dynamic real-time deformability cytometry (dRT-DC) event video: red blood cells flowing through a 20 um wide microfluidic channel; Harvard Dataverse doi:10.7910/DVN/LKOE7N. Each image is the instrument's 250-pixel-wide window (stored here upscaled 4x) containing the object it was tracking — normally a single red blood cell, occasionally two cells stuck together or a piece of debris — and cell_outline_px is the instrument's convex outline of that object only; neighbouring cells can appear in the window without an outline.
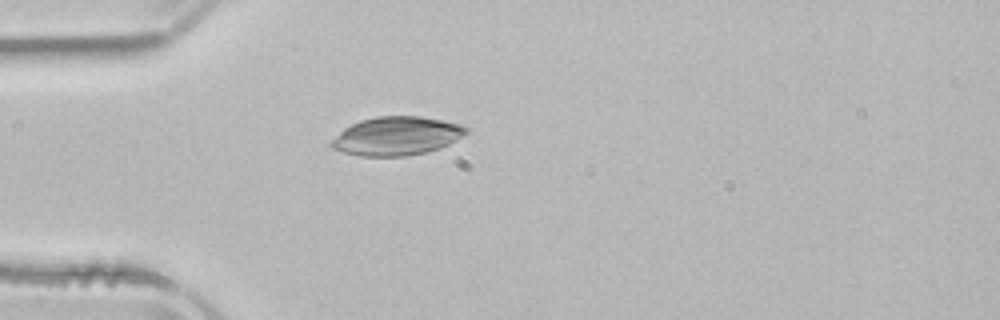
{"species": "common noctule bat (a hibernating species)", "species_latin": "Nyctalus noctula", "temperature_condition": "room temperature", "stored_images_in_passage": 5, "camera_frame_rate_fps": 3000, "um_per_image_px": 0.085, "animal": {"sex": "male", "body_mass_g": 21.5, "forearm_length_mm": 52.0}, "frame": {"image": 1, "passage_image": 5, "time_ms": 6.667, "image_size_px": [1000, 320], "cell_outline_px": [[468, 132], [456, 140], [440, 148], [428, 152], [408, 156], [360, 156], [344, 152], [332, 148], [328, 144], [344, 128], [360, 120], [376, 116], [420, 116], [460, 124], [468, 128]], "centroid_in_image_um": [33.71, 11.56], "position_along_channel_um": 51.3, "area_um2": 30.29}}